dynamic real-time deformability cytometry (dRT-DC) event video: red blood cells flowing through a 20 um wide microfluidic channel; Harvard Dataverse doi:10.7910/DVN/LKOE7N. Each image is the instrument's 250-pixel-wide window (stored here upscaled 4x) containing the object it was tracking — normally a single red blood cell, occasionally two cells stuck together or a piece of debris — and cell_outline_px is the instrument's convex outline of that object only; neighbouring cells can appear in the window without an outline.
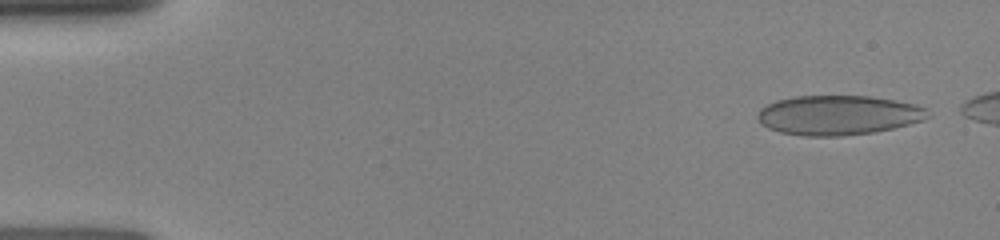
{"species": "human", "species_latin": "Homo sapiens", "temperature_condition": "room temperature", "stored_images_in_passage": 7, "camera_frame_rate_fps": 3000, "um_per_image_px": 0.085, "donor": {"sex": "female"}, "frame": {"image": 1, "passage_image": 2, "time_ms": 0.333, "image_size_px": [1000, 240], "cell_outline_px": [[932, 116], [924, 120], [892, 128], [872, 132], [840, 136], [804, 136], [780, 132], [768, 128], [760, 124], [756, 116], [760, 108], [776, 100], [796, 96], [868, 96], [916, 104], [924, 108]], "centroid_in_image_um": [71.22, 9.79], "position_along_channel_um": 13.8, "area_um2": 39.25}}
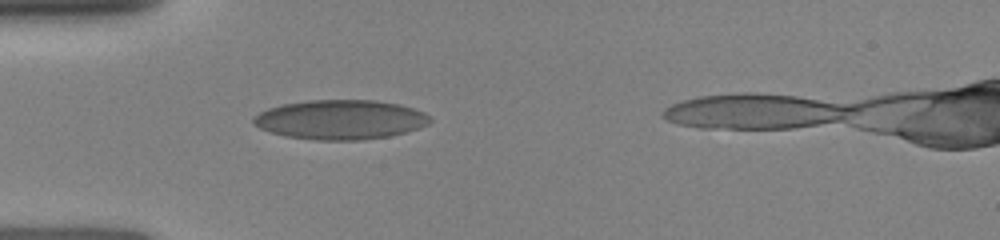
{"frame": {"image": 2, "passage_image": 7, "time_ms": 4.0, "image_size_px": [1000, 240], "cell_outline_px": [[432, 120], [428, 124], [404, 132], [388, 136], [364, 140], [316, 140], [284, 136], [260, 128], [252, 124], [252, 116], [268, 108], [280, 104], [308, 100], [376, 100], [400, 104], [424, 112], [432, 116]], "centroid_in_image_um": [28.91, 10.16], "position_along_channel_um": 56.1, "area_um2": 40.86}}